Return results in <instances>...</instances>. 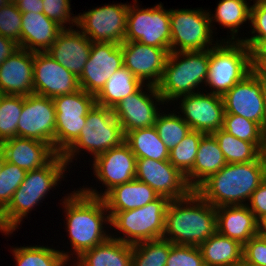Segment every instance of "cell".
<instances>
[{
  "label": "cell",
  "instance_id": "6da1fadb",
  "mask_svg": "<svg viewBox=\"0 0 266 266\" xmlns=\"http://www.w3.org/2000/svg\"><path fill=\"white\" fill-rule=\"evenodd\" d=\"M61 201L62 210L66 214L65 230L68 232L70 247L73 250L71 254L68 251H63V254L70 262L71 258L76 259L84 251L102 244L111 237V233L104 229L107 227L106 224L110 226V214L102 198L86 195L79 189L67 194Z\"/></svg>",
  "mask_w": 266,
  "mask_h": 266
},
{
  "label": "cell",
  "instance_id": "7a4b0ae2",
  "mask_svg": "<svg viewBox=\"0 0 266 266\" xmlns=\"http://www.w3.org/2000/svg\"><path fill=\"white\" fill-rule=\"evenodd\" d=\"M266 179V153L248 163H227L209 176L195 191L218 208L228 205H246L252 193Z\"/></svg>",
  "mask_w": 266,
  "mask_h": 266
},
{
  "label": "cell",
  "instance_id": "3957f363",
  "mask_svg": "<svg viewBox=\"0 0 266 266\" xmlns=\"http://www.w3.org/2000/svg\"><path fill=\"white\" fill-rule=\"evenodd\" d=\"M216 231V207L195 190L168 204L162 238L172 244L198 247Z\"/></svg>",
  "mask_w": 266,
  "mask_h": 266
},
{
  "label": "cell",
  "instance_id": "277c9868",
  "mask_svg": "<svg viewBox=\"0 0 266 266\" xmlns=\"http://www.w3.org/2000/svg\"><path fill=\"white\" fill-rule=\"evenodd\" d=\"M67 167L63 156L57 154L47 165L26 172L24 181L14 192L11 202L0 213L1 233L6 237L12 235L33 208L45 199L48 192L64 180L62 178L65 177Z\"/></svg>",
  "mask_w": 266,
  "mask_h": 266
},
{
  "label": "cell",
  "instance_id": "5b68a950",
  "mask_svg": "<svg viewBox=\"0 0 266 266\" xmlns=\"http://www.w3.org/2000/svg\"><path fill=\"white\" fill-rule=\"evenodd\" d=\"M209 57L210 49L169 53L162 79L157 85L166 105L203 88L200 86L206 83Z\"/></svg>",
  "mask_w": 266,
  "mask_h": 266
},
{
  "label": "cell",
  "instance_id": "8992f818",
  "mask_svg": "<svg viewBox=\"0 0 266 266\" xmlns=\"http://www.w3.org/2000/svg\"><path fill=\"white\" fill-rule=\"evenodd\" d=\"M125 140L121 124L113 110L95 104L86 115V124L78 138L61 154L69 164L81 151L91 154L93 159L111 148L120 146Z\"/></svg>",
  "mask_w": 266,
  "mask_h": 266
},
{
  "label": "cell",
  "instance_id": "52a82bcc",
  "mask_svg": "<svg viewBox=\"0 0 266 266\" xmlns=\"http://www.w3.org/2000/svg\"><path fill=\"white\" fill-rule=\"evenodd\" d=\"M253 71L252 51L242 41H220L210 49L205 86L223 96Z\"/></svg>",
  "mask_w": 266,
  "mask_h": 266
},
{
  "label": "cell",
  "instance_id": "ba28073f",
  "mask_svg": "<svg viewBox=\"0 0 266 266\" xmlns=\"http://www.w3.org/2000/svg\"><path fill=\"white\" fill-rule=\"evenodd\" d=\"M170 201L165 196H159L140 208L109 212L110 226L123 235L112 234L111 238L131 245L162 238L165 231L166 210Z\"/></svg>",
  "mask_w": 266,
  "mask_h": 266
},
{
  "label": "cell",
  "instance_id": "9c48e42d",
  "mask_svg": "<svg viewBox=\"0 0 266 266\" xmlns=\"http://www.w3.org/2000/svg\"><path fill=\"white\" fill-rule=\"evenodd\" d=\"M208 11L201 8L170 9V52L204 51L219 42L217 38L216 41L212 39L214 31Z\"/></svg>",
  "mask_w": 266,
  "mask_h": 266
},
{
  "label": "cell",
  "instance_id": "30bf717a",
  "mask_svg": "<svg viewBox=\"0 0 266 266\" xmlns=\"http://www.w3.org/2000/svg\"><path fill=\"white\" fill-rule=\"evenodd\" d=\"M56 111L55 151L62 154L79 136L86 115L96 104L95 95L81 88L52 98Z\"/></svg>",
  "mask_w": 266,
  "mask_h": 266
},
{
  "label": "cell",
  "instance_id": "8fae6325",
  "mask_svg": "<svg viewBox=\"0 0 266 266\" xmlns=\"http://www.w3.org/2000/svg\"><path fill=\"white\" fill-rule=\"evenodd\" d=\"M133 2L127 12L124 41H137L145 45L170 49V9H165L161 3L150 8H139L137 0Z\"/></svg>",
  "mask_w": 266,
  "mask_h": 266
},
{
  "label": "cell",
  "instance_id": "7c38bea8",
  "mask_svg": "<svg viewBox=\"0 0 266 266\" xmlns=\"http://www.w3.org/2000/svg\"><path fill=\"white\" fill-rule=\"evenodd\" d=\"M129 3L105 4L77 15V26L91 42L122 44L126 36Z\"/></svg>",
  "mask_w": 266,
  "mask_h": 266
},
{
  "label": "cell",
  "instance_id": "4fadbf2b",
  "mask_svg": "<svg viewBox=\"0 0 266 266\" xmlns=\"http://www.w3.org/2000/svg\"><path fill=\"white\" fill-rule=\"evenodd\" d=\"M92 160H94L92 162L93 174L102 182L105 190L99 192L92 187L84 188L82 186L83 188H79L86 195L102 198L115 186L135 179L137 158L125 142L118 147L105 151Z\"/></svg>",
  "mask_w": 266,
  "mask_h": 266
},
{
  "label": "cell",
  "instance_id": "5bb4252c",
  "mask_svg": "<svg viewBox=\"0 0 266 266\" xmlns=\"http://www.w3.org/2000/svg\"><path fill=\"white\" fill-rule=\"evenodd\" d=\"M164 103L157 86L145 83L135 93L121 100L112 110L125 134L134 129L154 126L162 109L157 105Z\"/></svg>",
  "mask_w": 266,
  "mask_h": 266
},
{
  "label": "cell",
  "instance_id": "9a60e30c",
  "mask_svg": "<svg viewBox=\"0 0 266 266\" xmlns=\"http://www.w3.org/2000/svg\"><path fill=\"white\" fill-rule=\"evenodd\" d=\"M56 111L52 98L38 94L24 96L17 125V137L36 139L55 150Z\"/></svg>",
  "mask_w": 266,
  "mask_h": 266
},
{
  "label": "cell",
  "instance_id": "2e32d148",
  "mask_svg": "<svg viewBox=\"0 0 266 266\" xmlns=\"http://www.w3.org/2000/svg\"><path fill=\"white\" fill-rule=\"evenodd\" d=\"M204 92L196 91L175 101L180 100L178 109L183 114L180 116L192 130L212 134L223 128L225 109L222 96L209 93L208 90Z\"/></svg>",
  "mask_w": 266,
  "mask_h": 266
},
{
  "label": "cell",
  "instance_id": "e0dca14e",
  "mask_svg": "<svg viewBox=\"0 0 266 266\" xmlns=\"http://www.w3.org/2000/svg\"><path fill=\"white\" fill-rule=\"evenodd\" d=\"M124 66L120 44L111 42H92L89 58L81 76L78 78L82 90L97 95L107 79Z\"/></svg>",
  "mask_w": 266,
  "mask_h": 266
},
{
  "label": "cell",
  "instance_id": "ac0fdd59",
  "mask_svg": "<svg viewBox=\"0 0 266 266\" xmlns=\"http://www.w3.org/2000/svg\"><path fill=\"white\" fill-rule=\"evenodd\" d=\"M225 113L240 115L266 131V112L261 94V73L257 69L236 83L223 96Z\"/></svg>",
  "mask_w": 266,
  "mask_h": 266
},
{
  "label": "cell",
  "instance_id": "d6986e66",
  "mask_svg": "<svg viewBox=\"0 0 266 266\" xmlns=\"http://www.w3.org/2000/svg\"><path fill=\"white\" fill-rule=\"evenodd\" d=\"M135 179L170 200L182 199L192 191L185 176L169 160L137 159Z\"/></svg>",
  "mask_w": 266,
  "mask_h": 266
},
{
  "label": "cell",
  "instance_id": "ffe728a7",
  "mask_svg": "<svg viewBox=\"0 0 266 266\" xmlns=\"http://www.w3.org/2000/svg\"><path fill=\"white\" fill-rule=\"evenodd\" d=\"M80 89L78 78L47 52H34L33 93L54 98Z\"/></svg>",
  "mask_w": 266,
  "mask_h": 266
},
{
  "label": "cell",
  "instance_id": "44dd1931",
  "mask_svg": "<svg viewBox=\"0 0 266 266\" xmlns=\"http://www.w3.org/2000/svg\"><path fill=\"white\" fill-rule=\"evenodd\" d=\"M121 45L124 67L143 84L157 86L163 76L170 49L124 41Z\"/></svg>",
  "mask_w": 266,
  "mask_h": 266
},
{
  "label": "cell",
  "instance_id": "7402d4cb",
  "mask_svg": "<svg viewBox=\"0 0 266 266\" xmlns=\"http://www.w3.org/2000/svg\"><path fill=\"white\" fill-rule=\"evenodd\" d=\"M91 47L92 42L78 28H64L46 52L79 78L89 58Z\"/></svg>",
  "mask_w": 266,
  "mask_h": 266
},
{
  "label": "cell",
  "instance_id": "603a6c76",
  "mask_svg": "<svg viewBox=\"0 0 266 266\" xmlns=\"http://www.w3.org/2000/svg\"><path fill=\"white\" fill-rule=\"evenodd\" d=\"M34 52L18 48L0 65V91L3 94H33Z\"/></svg>",
  "mask_w": 266,
  "mask_h": 266
},
{
  "label": "cell",
  "instance_id": "cb8c5ba5",
  "mask_svg": "<svg viewBox=\"0 0 266 266\" xmlns=\"http://www.w3.org/2000/svg\"><path fill=\"white\" fill-rule=\"evenodd\" d=\"M1 146L5 160L26 172L47 165L58 154L50 144L24 137L8 139Z\"/></svg>",
  "mask_w": 266,
  "mask_h": 266
},
{
  "label": "cell",
  "instance_id": "d4e9b609",
  "mask_svg": "<svg viewBox=\"0 0 266 266\" xmlns=\"http://www.w3.org/2000/svg\"><path fill=\"white\" fill-rule=\"evenodd\" d=\"M259 222L247 205H228L216 208L217 232L245 245L258 235Z\"/></svg>",
  "mask_w": 266,
  "mask_h": 266
},
{
  "label": "cell",
  "instance_id": "484cf974",
  "mask_svg": "<svg viewBox=\"0 0 266 266\" xmlns=\"http://www.w3.org/2000/svg\"><path fill=\"white\" fill-rule=\"evenodd\" d=\"M64 28L43 13H22L21 48L46 52Z\"/></svg>",
  "mask_w": 266,
  "mask_h": 266
},
{
  "label": "cell",
  "instance_id": "4316f807",
  "mask_svg": "<svg viewBox=\"0 0 266 266\" xmlns=\"http://www.w3.org/2000/svg\"><path fill=\"white\" fill-rule=\"evenodd\" d=\"M158 197L150 186L134 179L115 186L102 199L108 212H123L143 207Z\"/></svg>",
  "mask_w": 266,
  "mask_h": 266
},
{
  "label": "cell",
  "instance_id": "83f0119b",
  "mask_svg": "<svg viewBox=\"0 0 266 266\" xmlns=\"http://www.w3.org/2000/svg\"><path fill=\"white\" fill-rule=\"evenodd\" d=\"M227 161L212 134H205L198 146L193 168L185 175L187 184L195 190L209 176L220 171Z\"/></svg>",
  "mask_w": 266,
  "mask_h": 266
},
{
  "label": "cell",
  "instance_id": "f1b7e54d",
  "mask_svg": "<svg viewBox=\"0 0 266 266\" xmlns=\"http://www.w3.org/2000/svg\"><path fill=\"white\" fill-rule=\"evenodd\" d=\"M133 246L109 238L92 249L84 251L74 262L77 266H131Z\"/></svg>",
  "mask_w": 266,
  "mask_h": 266
},
{
  "label": "cell",
  "instance_id": "f546056e",
  "mask_svg": "<svg viewBox=\"0 0 266 266\" xmlns=\"http://www.w3.org/2000/svg\"><path fill=\"white\" fill-rule=\"evenodd\" d=\"M198 247L205 266H236L243 259V245L217 231Z\"/></svg>",
  "mask_w": 266,
  "mask_h": 266
},
{
  "label": "cell",
  "instance_id": "4dcf8cb0",
  "mask_svg": "<svg viewBox=\"0 0 266 266\" xmlns=\"http://www.w3.org/2000/svg\"><path fill=\"white\" fill-rule=\"evenodd\" d=\"M124 142L137 159L147 158L158 161L169 159L170 150L160 139L154 126L126 132Z\"/></svg>",
  "mask_w": 266,
  "mask_h": 266
},
{
  "label": "cell",
  "instance_id": "1f68e13d",
  "mask_svg": "<svg viewBox=\"0 0 266 266\" xmlns=\"http://www.w3.org/2000/svg\"><path fill=\"white\" fill-rule=\"evenodd\" d=\"M251 5L246 0H221L217 4L215 13L208 12L212 31L213 23L217 22L224 28L230 29L231 38H224L222 41H239L238 32L240 26L250 22ZM236 35V36H235ZM237 37V38H236Z\"/></svg>",
  "mask_w": 266,
  "mask_h": 266
},
{
  "label": "cell",
  "instance_id": "d6a6232c",
  "mask_svg": "<svg viewBox=\"0 0 266 266\" xmlns=\"http://www.w3.org/2000/svg\"><path fill=\"white\" fill-rule=\"evenodd\" d=\"M142 85L143 83L123 66L107 79L104 87L95 96L96 104L112 109Z\"/></svg>",
  "mask_w": 266,
  "mask_h": 266
},
{
  "label": "cell",
  "instance_id": "836d02e7",
  "mask_svg": "<svg viewBox=\"0 0 266 266\" xmlns=\"http://www.w3.org/2000/svg\"><path fill=\"white\" fill-rule=\"evenodd\" d=\"M16 266H66L68 260L63 250L47 246H12L11 250Z\"/></svg>",
  "mask_w": 266,
  "mask_h": 266
},
{
  "label": "cell",
  "instance_id": "e575fe53",
  "mask_svg": "<svg viewBox=\"0 0 266 266\" xmlns=\"http://www.w3.org/2000/svg\"><path fill=\"white\" fill-rule=\"evenodd\" d=\"M212 135L217 140L227 163H248L262 154L252 142L240 140L223 129L213 132Z\"/></svg>",
  "mask_w": 266,
  "mask_h": 266
},
{
  "label": "cell",
  "instance_id": "d590c367",
  "mask_svg": "<svg viewBox=\"0 0 266 266\" xmlns=\"http://www.w3.org/2000/svg\"><path fill=\"white\" fill-rule=\"evenodd\" d=\"M222 129L240 140L252 142L266 153V131L258 123L240 115L224 114Z\"/></svg>",
  "mask_w": 266,
  "mask_h": 266
},
{
  "label": "cell",
  "instance_id": "8d00e7d4",
  "mask_svg": "<svg viewBox=\"0 0 266 266\" xmlns=\"http://www.w3.org/2000/svg\"><path fill=\"white\" fill-rule=\"evenodd\" d=\"M131 266H166L171 242L164 238L136 243Z\"/></svg>",
  "mask_w": 266,
  "mask_h": 266
},
{
  "label": "cell",
  "instance_id": "74e56055",
  "mask_svg": "<svg viewBox=\"0 0 266 266\" xmlns=\"http://www.w3.org/2000/svg\"><path fill=\"white\" fill-rule=\"evenodd\" d=\"M177 113H175V109L171 113L169 111L167 114L166 111L159 113L154 124L158 136L169 150L177 146L192 130L179 115L180 111Z\"/></svg>",
  "mask_w": 266,
  "mask_h": 266
},
{
  "label": "cell",
  "instance_id": "f35d334b",
  "mask_svg": "<svg viewBox=\"0 0 266 266\" xmlns=\"http://www.w3.org/2000/svg\"><path fill=\"white\" fill-rule=\"evenodd\" d=\"M24 96L3 94L0 100V144L17 137V125L23 108Z\"/></svg>",
  "mask_w": 266,
  "mask_h": 266
},
{
  "label": "cell",
  "instance_id": "ab89813d",
  "mask_svg": "<svg viewBox=\"0 0 266 266\" xmlns=\"http://www.w3.org/2000/svg\"><path fill=\"white\" fill-rule=\"evenodd\" d=\"M205 133L191 130L182 141L169 151V161L184 176L193 168L199 143Z\"/></svg>",
  "mask_w": 266,
  "mask_h": 266
},
{
  "label": "cell",
  "instance_id": "60d3db41",
  "mask_svg": "<svg viewBox=\"0 0 266 266\" xmlns=\"http://www.w3.org/2000/svg\"><path fill=\"white\" fill-rule=\"evenodd\" d=\"M26 171L5 160L0 170V213L11 202L14 192L24 181Z\"/></svg>",
  "mask_w": 266,
  "mask_h": 266
},
{
  "label": "cell",
  "instance_id": "b9f144b4",
  "mask_svg": "<svg viewBox=\"0 0 266 266\" xmlns=\"http://www.w3.org/2000/svg\"><path fill=\"white\" fill-rule=\"evenodd\" d=\"M251 35L241 37L242 41L251 51H253L266 38V2L254 0L250 8Z\"/></svg>",
  "mask_w": 266,
  "mask_h": 266
},
{
  "label": "cell",
  "instance_id": "7bdbcfd3",
  "mask_svg": "<svg viewBox=\"0 0 266 266\" xmlns=\"http://www.w3.org/2000/svg\"><path fill=\"white\" fill-rule=\"evenodd\" d=\"M22 13L17 5L9 3L0 8V35L16 42L21 48Z\"/></svg>",
  "mask_w": 266,
  "mask_h": 266
},
{
  "label": "cell",
  "instance_id": "ee69618b",
  "mask_svg": "<svg viewBox=\"0 0 266 266\" xmlns=\"http://www.w3.org/2000/svg\"><path fill=\"white\" fill-rule=\"evenodd\" d=\"M166 266H205V263L199 247L171 243Z\"/></svg>",
  "mask_w": 266,
  "mask_h": 266
},
{
  "label": "cell",
  "instance_id": "f6af8a7d",
  "mask_svg": "<svg viewBox=\"0 0 266 266\" xmlns=\"http://www.w3.org/2000/svg\"><path fill=\"white\" fill-rule=\"evenodd\" d=\"M42 1L44 6L43 14L46 15L49 19L54 20L63 28H73L77 26V15L74 16V14L71 13L72 8L70 0H42ZM66 24H68L69 26L66 27L65 26Z\"/></svg>",
  "mask_w": 266,
  "mask_h": 266
},
{
  "label": "cell",
  "instance_id": "bcb514c9",
  "mask_svg": "<svg viewBox=\"0 0 266 266\" xmlns=\"http://www.w3.org/2000/svg\"><path fill=\"white\" fill-rule=\"evenodd\" d=\"M243 259L257 266H266V240L259 234L252 237L243 246Z\"/></svg>",
  "mask_w": 266,
  "mask_h": 266
},
{
  "label": "cell",
  "instance_id": "7dc6e473",
  "mask_svg": "<svg viewBox=\"0 0 266 266\" xmlns=\"http://www.w3.org/2000/svg\"><path fill=\"white\" fill-rule=\"evenodd\" d=\"M248 202L247 207L259 222L266 216V179L252 193Z\"/></svg>",
  "mask_w": 266,
  "mask_h": 266
},
{
  "label": "cell",
  "instance_id": "c3c4849f",
  "mask_svg": "<svg viewBox=\"0 0 266 266\" xmlns=\"http://www.w3.org/2000/svg\"><path fill=\"white\" fill-rule=\"evenodd\" d=\"M18 48L19 46L16 42L0 35V65Z\"/></svg>",
  "mask_w": 266,
  "mask_h": 266
},
{
  "label": "cell",
  "instance_id": "681fc988",
  "mask_svg": "<svg viewBox=\"0 0 266 266\" xmlns=\"http://www.w3.org/2000/svg\"><path fill=\"white\" fill-rule=\"evenodd\" d=\"M17 7L21 13H43V1L42 0H21L17 4Z\"/></svg>",
  "mask_w": 266,
  "mask_h": 266
},
{
  "label": "cell",
  "instance_id": "f907efd6",
  "mask_svg": "<svg viewBox=\"0 0 266 266\" xmlns=\"http://www.w3.org/2000/svg\"><path fill=\"white\" fill-rule=\"evenodd\" d=\"M252 60H266V38L252 51Z\"/></svg>",
  "mask_w": 266,
  "mask_h": 266
},
{
  "label": "cell",
  "instance_id": "816d5d0a",
  "mask_svg": "<svg viewBox=\"0 0 266 266\" xmlns=\"http://www.w3.org/2000/svg\"><path fill=\"white\" fill-rule=\"evenodd\" d=\"M252 65L266 78V60H252Z\"/></svg>",
  "mask_w": 266,
  "mask_h": 266
},
{
  "label": "cell",
  "instance_id": "f5cc1de1",
  "mask_svg": "<svg viewBox=\"0 0 266 266\" xmlns=\"http://www.w3.org/2000/svg\"><path fill=\"white\" fill-rule=\"evenodd\" d=\"M261 94L266 112V78L261 74Z\"/></svg>",
  "mask_w": 266,
  "mask_h": 266
},
{
  "label": "cell",
  "instance_id": "db71d44e",
  "mask_svg": "<svg viewBox=\"0 0 266 266\" xmlns=\"http://www.w3.org/2000/svg\"><path fill=\"white\" fill-rule=\"evenodd\" d=\"M258 234L260 236H266V216L259 221Z\"/></svg>",
  "mask_w": 266,
  "mask_h": 266
},
{
  "label": "cell",
  "instance_id": "11a10c76",
  "mask_svg": "<svg viewBox=\"0 0 266 266\" xmlns=\"http://www.w3.org/2000/svg\"><path fill=\"white\" fill-rule=\"evenodd\" d=\"M5 162V154H4V150L0 144V170L2 169V166Z\"/></svg>",
  "mask_w": 266,
  "mask_h": 266
},
{
  "label": "cell",
  "instance_id": "9f6ffc18",
  "mask_svg": "<svg viewBox=\"0 0 266 266\" xmlns=\"http://www.w3.org/2000/svg\"><path fill=\"white\" fill-rule=\"evenodd\" d=\"M236 266H257V265L251 264L246 260L242 259Z\"/></svg>",
  "mask_w": 266,
  "mask_h": 266
},
{
  "label": "cell",
  "instance_id": "6f0895ef",
  "mask_svg": "<svg viewBox=\"0 0 266 266\" xmlns=\"http://www.w3.org/2000/svg\"><path fill=\"white\" fill-rule=\"evenodd\" d=\"M9 3V0H0V8L7 6Z\"/></svg>",
  "mask_w": 266,
  "mask_h": 266
},
{
  "label": "cell",
  "instance_id": "680465c9",
  "mask_svg": "<svg viewBox=\"0 0 266 266\" xmlns=\"http://www.w3.org/2000/svg\"><path fill=\"white\" fill-rule=\"evenodd\" d=\"M10 3L17 5L21 0H9Z\"/></svg>",
  "mask_w": 266,
  "mask_h": 266
},
{
  "label": "cell",
  "instance_id": "91938a15",
  "mask_svg": "<svg viewBox=\"0 0 266 266\" xmlns=\"http://www.w3.org/2000/svg\"><path fill=\"white\" fill-rule=\"evenodd\" d=\"M2 96H3V93L0 91V100H1Z\"/></svg>",
  "mask_w": 266,
  "mask_h": 266
}]
</instances>
